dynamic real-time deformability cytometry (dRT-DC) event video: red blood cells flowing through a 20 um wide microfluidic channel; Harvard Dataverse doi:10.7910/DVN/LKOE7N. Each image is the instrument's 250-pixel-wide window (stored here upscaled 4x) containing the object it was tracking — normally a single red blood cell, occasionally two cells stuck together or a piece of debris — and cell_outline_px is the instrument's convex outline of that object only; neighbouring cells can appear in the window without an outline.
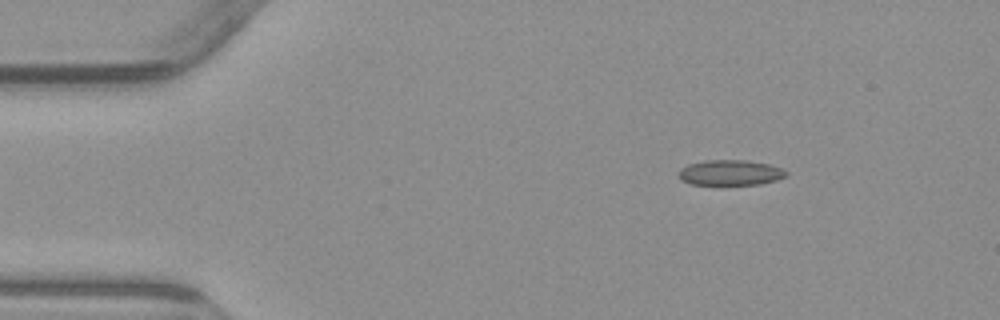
{"species": "common noctule bat (a hibernating species)", "species_latin": "Nyctalus noctula", "temperature_condition": "warm", "stored_images_in_passage": 3, "camera_frame_rate_fps": 3000, "um_per_image_px": 0.085, "animal": {"sex": "male", "body_mass_g": 23.1, "forearm_length_mm": 52.7}, "frame": {"image": 1, "passage_image": 1, "time_ms": 0.0, "image_size_px": [1000, 320], "cell_outline_px": [[788, 176], [776, 180], [760, 184], [688, 184], [680, 180], [676, 172], [680, 168], [688, 164], [704, 160], [748, 160], [768, 164], [780, 168], [788, 172]], "centroid_in_image_um": [62.03, 14.67], "position_along_channel_um": 23.0, "area_um2": 16.07}}
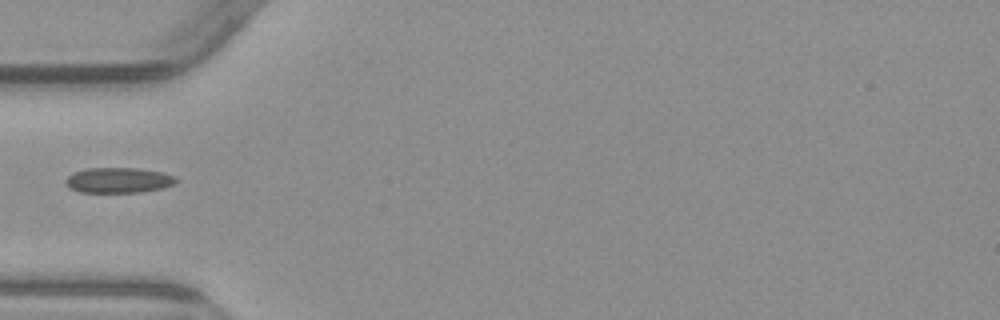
{"frame": {"image": 2, "passage_image": 3, "time_ms": 3.333, "image_size_px": [1000, 320], "cell_outline_px": [[176, 184], [164, 188], [140, 192], [80, 192], [64, 184], [64, 180], [72, 172], [88, 168], [136, 168], [160, 172], [176, 176]], "centroid_in_image_um": [10.06, 15.32], "position_along_channel_um": 74.9, "area_um2": 16.36}}